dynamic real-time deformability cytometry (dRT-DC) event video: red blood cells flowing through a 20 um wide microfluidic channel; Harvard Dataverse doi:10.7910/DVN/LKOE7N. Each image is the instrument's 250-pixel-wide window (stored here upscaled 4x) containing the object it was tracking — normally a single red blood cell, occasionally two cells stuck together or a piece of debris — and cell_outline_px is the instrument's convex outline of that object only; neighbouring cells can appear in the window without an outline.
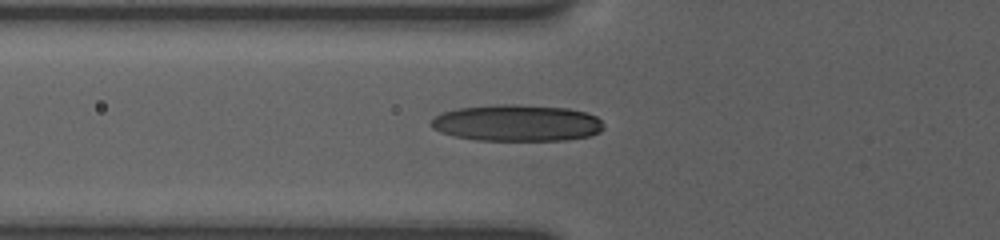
{"species": "human", "species_latin": "Homo sapiens", "temperature_condition": "room temperature", "stored_images_in_passage": 27, "camera_frame_rate_fps": 3000, "um_per_image_px": 0.085, "donor": {"sex": "female"}, "frame": {"image": 1, "passage_image": 2, "time_ms": 0.333, "image_size_px": [1000, 240], "cell_outline_px": [[604, 128], [600, 132], [588, 136], [564, 140], [476, 140], [456, 136], [440, 132], [432, 128], [428, 124], [440, 112], [456, 108], [496, 104], [516, 104], [568, 108], [584, 112], [596, 116], [604, 124]], "centroid_in_image_um": [43.91, 10.44], "position_along_channel_um": 81.9, "area_um2": 36.93}}
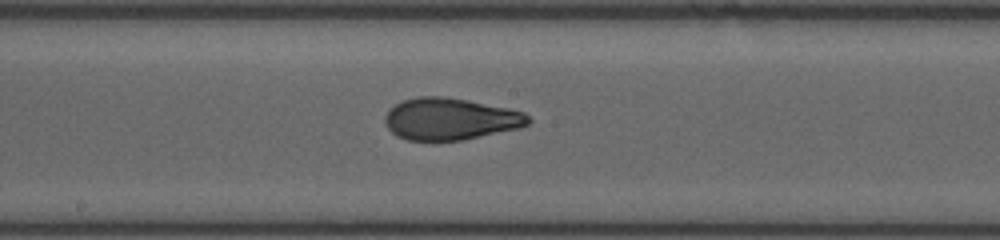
{"frame": {"image": 2, "passage_image": 12, "time_ms": 3.667, "image_size_px": [1000, 240], "cell_outline_px": [[532, 120], [528, 124], [520, 128], [464, 140], [408, 140], [396, 136], [384, 124], [384, 116], [396, 104], [404, 100], [420, 96], [444, 96], [468, 100], [508, 108], [524, 112]], "centroid_in_image_um": [38.29, 10.11], "position_along_channel_um": 209.9, "area_um2": 35.03}}
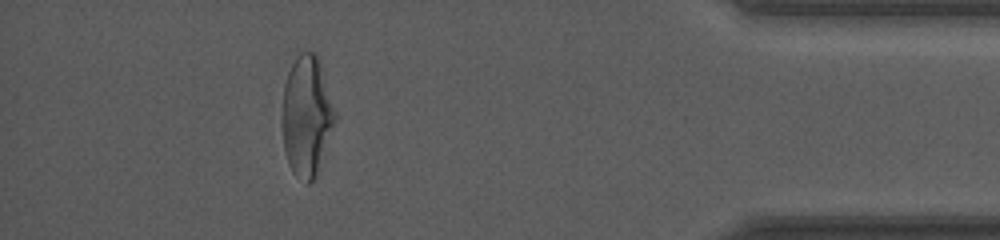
{"frame": {"image": 3, "passage_image": 24, "time_ms": 10.0, "image_size_px": [1000, 240], "cell_outline_px": [[340, 116], [316, 176], [308, 184], [296, 176], [292, 172], [288, 164], [284, 148], [280, 116], [284, 84], [296, 48], [316, 52], [320, 60]], "centroid_in_image_um": [26.1, 9.77], "position_along_channel_um": 409.1, "area_um2": 39.36}, "authors_computed_cell_mechanics": {"area_um2": 35.258, "velocity_mm_per_s": 3.81, "shape_relaxation_time_tau1_ms": 6.185, "shape_relaxation_time_tau2_ms": 1.2815, "deformation_change_tau1": 0.2205, "deformation_change_tau2": 0.0785}}